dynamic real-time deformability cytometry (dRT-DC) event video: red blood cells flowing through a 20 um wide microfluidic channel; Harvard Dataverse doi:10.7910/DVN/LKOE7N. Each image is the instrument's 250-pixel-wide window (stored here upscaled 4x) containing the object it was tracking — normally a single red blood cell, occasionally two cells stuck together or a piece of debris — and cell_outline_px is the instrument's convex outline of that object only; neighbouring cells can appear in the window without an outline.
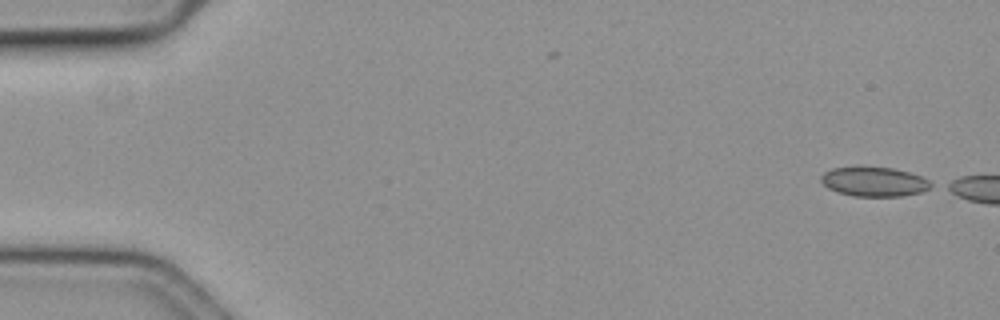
{"species": "common noctule bat (a hibernating species)", "species_latin": "Nyctalus noctula", "temperature_condition": "cold", "stored_images_in_passage": 5, "camera_frame_rate_fps": 3000, "um_per_image_px": 0.085, "animal": {"sex": "female", "body_mass_g": 19.3, "forearm_length_mm": 54.1}, "frame": {"image": 1, "passage_image": 1, "time_ms": 0.0, "image_size_px": [1000, 320], "cell_outline_px": [[936, 184], [920, 192], [900, 196], [852, 196], [828, 188], [820, 180], [820, 176], [824, 172], [832, 168], [892, 168], [908, 172], [920, 176]], "centroid_in_image_um": [74.31, 15.46], "position_along_channel_um": 10.7, "area_um2": 18.44}}